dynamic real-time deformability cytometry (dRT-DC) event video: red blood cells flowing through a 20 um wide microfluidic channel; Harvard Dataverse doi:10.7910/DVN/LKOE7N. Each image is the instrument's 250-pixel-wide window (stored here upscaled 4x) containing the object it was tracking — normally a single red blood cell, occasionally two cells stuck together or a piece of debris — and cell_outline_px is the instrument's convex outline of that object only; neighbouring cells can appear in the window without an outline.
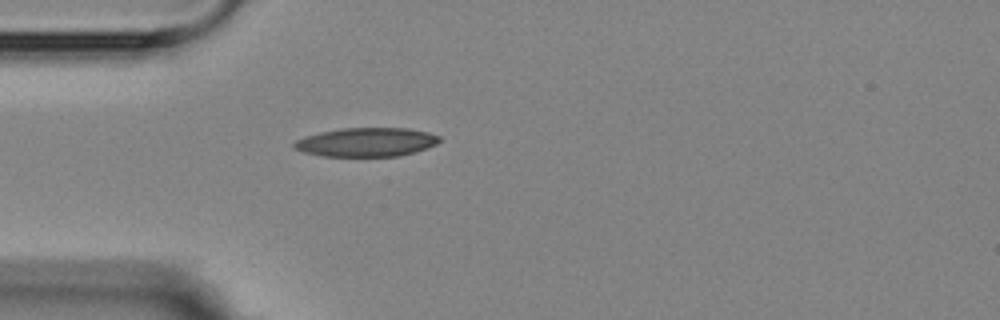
{"species": "Egyptian fruit bat (a non-hibernating species)", "species_latin": "Rousettus aegyptiacus", "temperature_condition": "room temperature", "stored_images_in_passage": 1, "camera_frame_rate_fps": 3000, "um_per_image_px": 0.085, "animal": {"sex": "female"}, "frame": {"image": 1, "passage_image": 1, "time_ms": 0.0, "image_size_px": [1000, 320], "cell_outline_px": [[440, 140], [436, 144], [428, 148], [416, 152], [400, 156], [320, 156], [304, 152], [292, 148], [292, 144], [296, 140], [304, 136], [320, 132], [340, 128], [408, 128], [428, 132], [440, 136]], "centroid_in_image_um": [31.13, 12.08], "position_along_channel_um": 53.9, "area_um2": 24.68}}